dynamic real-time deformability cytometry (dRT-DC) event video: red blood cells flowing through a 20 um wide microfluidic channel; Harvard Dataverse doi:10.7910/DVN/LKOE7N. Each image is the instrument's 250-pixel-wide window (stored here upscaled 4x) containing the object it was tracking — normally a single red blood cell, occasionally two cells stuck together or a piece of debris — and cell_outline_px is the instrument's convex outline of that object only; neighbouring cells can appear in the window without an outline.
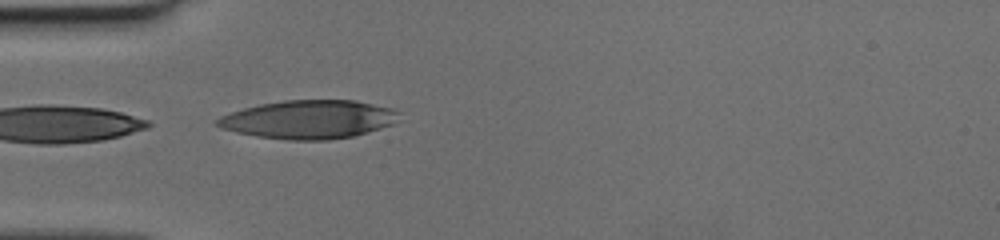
{"species": "human", "species_latin": "Homo sapiens", "temperature_condition": "cold", "stored_images_in_passage": 15, "camera_frame_rate_fps": 3000, "um_per_image_px": 0.085, "donor": {"sex": "female"}, "frame": {"image": 1, "passage_image": 15, "time_ms": 4.667, "image_size_px": [1000, 240], "cell_outline_px": [[400, 112], [392, 124], [380, 128], [352, 136], [328, 140], [288, 140], [256, 136], [236, 132], [224, 128], [216, 124], [216, 120], [220, 116], [244, 108], [260, 104], [284, 100], [356, 100], [392, 108]], "centroid_in_image_um": [26.24, 10.15], "position_along_channel_um": 58.8, "area_um2": 40.46}}